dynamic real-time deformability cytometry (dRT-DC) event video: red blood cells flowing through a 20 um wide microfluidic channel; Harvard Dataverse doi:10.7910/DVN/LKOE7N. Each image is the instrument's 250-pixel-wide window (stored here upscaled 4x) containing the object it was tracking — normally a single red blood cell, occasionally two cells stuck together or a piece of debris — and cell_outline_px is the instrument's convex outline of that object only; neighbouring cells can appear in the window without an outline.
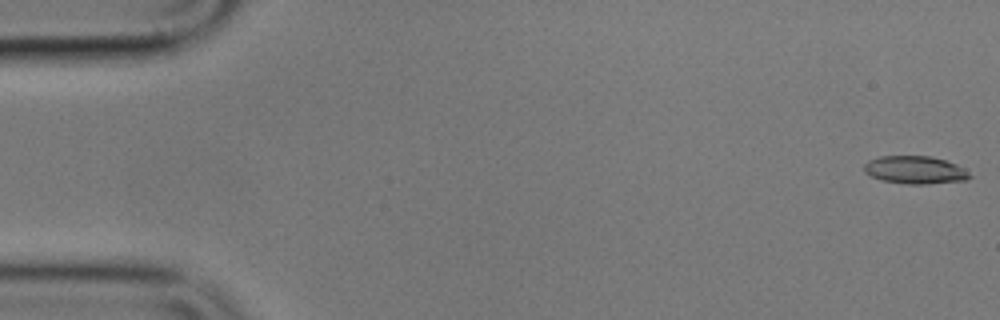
{"species": "common noctule bat (a hibernating species)", "species_latin": "Nyctalus noctula", "temperature_condition": "cold", "stored_images_in_passage": 56, "camera_frame_rate_fps": 3000, "um_per_image_px": 0.085, "animal": {"sex": "male", "body_mass_g": 17.9}, "frame": {"image": 1, "passage_image": 1, "time_ms": 0.0, "image_size_px": [1000, 320], "cell_outline_px": [[972, 176], [968, 180], [928, 184], [904, 184], [880, 180], [864, 172], [864, 164], [868, 160], [880, 156], [928, 156], [944, 160], [956, 164], [964, 168]], "centroid_in_image_um": [77.77, 14.45], "position_along_channel_um": 7.2, "area_um2": 17.22}}
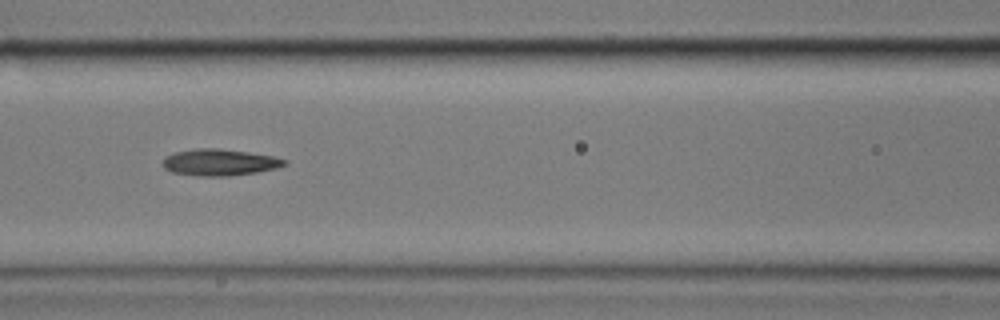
{"frame": {"image": 2, "passage_image": 24, "time_ms": 7.667, "image_size_px": [1000, 320], "cell_outline_px": [[288, 164], [276, 168], [256, 172], [228, 176], [200, 176], [172, 172], [164, 168], [160, 164], [164, 156], [176, 152], [196, 148], [220, 148], [248, 152], [272, 156], [288, 160]], "centroid_in_image_um": [18.63, 13.79], "position_along_channel_um": 148.0, "area_um2": 18.96}}
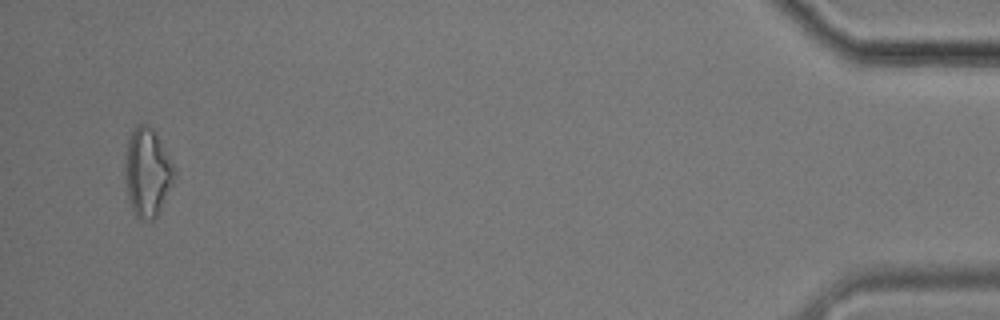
{"frame": {"image": 3, "passage_image": 54, "time_ms": 17.667, "image_size_px": [1000, 320], "cell_outline_px": [[176, 176], [156, 216], [152, 220], [144, 220], [136, 216], [132, 208], [124, 176], [124, 160], [128, 136], [140, 124], [148, 124], [152, 128], [168, 156], [176, 172]], "centroid_in_image_um": [12.5, 14.64], "position_along_channel_um": 422.7, "area_um2": 24.91}, "authors_computed_cell_mechanics": {"area_um2": 18.4093, "velocity_mm_per_s": 3.5614, "shape_relaxation_time_tau1_ms": 5.1388, "shape_relaxation_time_tau2_ms": 4.4112, "deformation_change_tau1": 0.1574, "deformation_change_tau2": 0.1553}}